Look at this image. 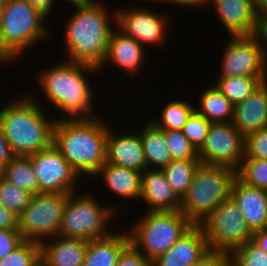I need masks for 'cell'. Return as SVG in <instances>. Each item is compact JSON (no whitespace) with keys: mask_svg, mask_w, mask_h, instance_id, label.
<instances>
[{"mask_svg":"<svg viewBox=\"0 0 267 266\" xmlns=\"http://www.w3.org/2000/svg\"><path fill=\"white\" fill-rule=\"evenodd\" d=\"M52 66V67H51ZM50 68L36 73V83L57 113L56 119L94 118L98 116L95 103V87L89 74L100 75L97 68L87 64L59 60ZM41 71V72H40ZM88 73V74H87ZM97 73V74H96ZM99 73V74H98ZM87 74V75H86ZM89 76V77H88ZM93 87V88H92ZM57 108V109H56ZM95 112V113H94ZM60 113V115H58ZM62 116V117H61Z\"/></svg>","mask_w":267,"mask_h":266,"instance_id":"1","label":"cell"},{"mask_svg":"<svg viewBox=\"0 0 267 266\" xmlns=\"http://www.w3.org/2000/svg\"><path fill=\"white\" fill-rule=\"evenodd\" d=\"M106 1L73 5L63 31L67 61L99 68L104 61L112 30L116 27V10L108 9ZM111 10V11H110Z\"/></svg>","mask_w":267,"mask_h":266,"instance_id":"2","label":"cell"},{"mask_svg":"<svg viewBox=\"0 0 267 266\" xmlns=\"http://www.w3.org/2000/svg\"><path fill=\"white\" fill-rule=\"evenodd\" d=\"M21 93L5 98L7 102L0 108V129L14 156H30L53 144L56 118L46 115L35 91Z\"/></svg>","mask_w":267,"mask_h":266,"instance_id":"3","label":"cell"},{"mask_svg":"<svg viewBox=\"0 0 267 266\" xmlns=\"http://www.w3.org/2000/svg\"><path fill=\"white\" fill-rule=\"evenodd\" d=\"M105 116L56 119L53 145L82 178L92 177L106 162L109 120Z\"/></svg>","mask_w":267,"mask_h":266,"instance_id":"4","label":"cell"},{"mask_svg":"<svg viewBox=\"0 0 267 266\" xmlns=\"http://www.w3.org/2000/svg\"><path fill=\"white\" fill-rule=\"evenodd\" d=\"M49 28L48 16L28 1L6 0L0 19V65L15 63L52 37Z\"/></svg>","mask_w":267,"mask_h":266,"instance_id":"5","label":"cell"},{"mask_svg":"<svg viewBox=\"0 0 267 266\" xmlns=\"http://www.w3.org/2000/svg\"><path fill=\"white\" fill-rule=\"evenodd\" d=\"M88 190L87 187L84 193L81 192L83 190L70 193L57 235L90 241L105 238L114 232L110 227L111 221L118 219L122 210L120 207H124L120 206V201L104 204L92 189Z\"/></svg>","mask_w":267,"mask_h":266,"instance_id":"6","label":"cell"},{"mask_svg":"<svg viewBox=\"0 0 267 266\" xmlns=\"http://www.w3.org/2000/svg\"><path fill=\"white\" fill-rule=\"evenodd\" d=\"M236 177L237 171L232 168L200 164L181 200V213L194 225H201L223 201L230 198Z\"/></svg>","mask_w":267,"mask_h":266,"instance_id":"7","label":"cell"},{"mask_svg":"<svg viewBox=\"0 0 267 266\" xmlns=\"http://www.w3.org/2000/svg\"><path fill=\"white\" fill-rule=\"evenodd\" d=\"M125 226L130 243L147 259L154 261L168 251L194 224L181 211L150 212Z\"/></svg>","mask_w":267,"mask_h":266,"instance_id":"8","label":"cell"},{"mask_svg":"<svg viewBox=\"0 0 267 266\" xmlns=\"http://www.w3.org/2000/svg\"><path fill=\"white\" fill-rule=\"evenodd\" d=\"M70 193L40 192L32 195L18 216V230L24 240L42 243L56 236Z\"/></svg>","mask_w":267,"mask_h":266,"instance_id":"9","label":"cell"},{"mask_svg":"<svg viewBox=\"0 0 267 266\" xmlns=\"http://www.w3.org/2000/svg\"><path fill=\"white\" fill-rule=\"evenodd\" d=\"M200 226L211 250L230 253L252 240L253 232L231 197L223 201Z\"/></svg>","mask_w":267,"mask_h":266,"instance_id":"10","label":"cell"},{"mask_svg":"<svg viewBox=\"0 0 267 266\" xmlns=\"http://www.w3.org/2000/svg\"><path fill=\"white\" fill-rule=\"evenodd\" d=\"M131 5L116 10V27L125 35L132 37L145 48L166 46L171 20L165 12L151 7ZM153 9V10H152ZM166 14V16H165ZM169 26V27H168ZM154 45V46H153ZM157 45V47H156ZM159 46V47H158Z\"/></svg>","mask_w":267,"mask_h":266,"instance_id":"11","label":"cell"},{"mask_svg":"<svg viewBox=\"0 0 267 266\" xmlns=\"http://www.w3.org/2000/svg\"><path fill=\"white\" fill-rule=\"evenodd\" d=\"M245 137L232 122L211 123L205 142L198 150L201 164L238 170L244 159Z\"/></svg>","mask_w":267,"mask_h":266,"instance_id":"12","label":"cell"},{"mask_svg":"<svg viewBox=\"0 0 267 266\" xmlns=\"http://www.w3.org/2000/svg\"><path fill=\"white\" fill-rule=\"evenodd\" d=\"M31 166L38 180L39 193H73L82 187L80 180L83 179L53 144L31 155Z\"/></svg>","mask_w":267,"mask_h":266,"instance_id":"13","label":"cell"},{"mask_svg":"<svg viewBox=\"0 0 267 266\" xmlns=\"http://www.w3.org/2000/svg\"><path fill=\"white\" fill-rule=\"evenodd\" d=\"M227 40L216 77H267V60L251 36H229Z\"/></svg>","mask_w":267,"mask_h":266,"instance_id":"14","label":"cell"},{"mask_svg":"<svg viewBox=\"0 0 267 266\" xmlns=\"http://www.w3.org/2000/svg\"><path fill=\"white\" fill-rule=\"evenodd\" d=\"M148 51L135 39L125 35L115 27L110 34L105 58L98 71L102 74V71L109 65L110 67L116 66L117 69H123L122 72L126 71L127 75L128 73L133 74L131 76L135 75L137 78L138 73H141V69L145 66L144 63L147 62L146 59H149L147 57Z\"/></svg>","mask_w":267,"mask_h":266,"instance_id":"15","label":"cell"},{"mask_svg":"<svg viewBox=\"0 0 267 266\" xmlns=\"http://www.w3.org/2000/svg\"><path fill=\"white\" fill-rule=\"evenodd\" d=\"M116 130L109 121L106 138V162L143 172L147 169L139 132ZM118 131V132H117Z\"/></svg>","mask_w":267,"mask_h":266,"instance_id":"16","label":"cell"},{"mask_svg":"<svg viewBox=\"0 0 267 266\" xmlns=\"http://www.w3.org/2000/svg\"><path fill=\"white\" fill-rule=\"evenodd\" d=\"M141 203L150 212L180 211L181 199L169 185L162 169H146L141 175Z\"/></svg>","mask_w":267,"mask_h":266,"instance_id":"17","label":"cell"},{"mask_svg":"<svg viewBox=\"0 0 267 266\" xmlns=\"http://www.w3.org/2000/svg\"><path fill=\"white\" fill-rule=\"evenodd\" d=\"M209 4V5H208ZM229 36H251L256 18L255 4L251 0H208Z\"/></svg>","mask_w":267,"mask_h":266,"instance_id":"18","label":"cell"},{"mask_svg":"<svg viewBox=\"0 0 267 266\" xmlns=\"http://www.w3.org/2000/svg\"><path fill=\"white\" fill-rule=\"evenodd\" d=\"M210 250L203 228L194 225L168 251L154 260V266H193Z\"/></svg>","mask_w":267,"mask_h":266,"instance_id":"19","label":"cell"},{"mask_svg":"<svg viewBox=\"0 0 267 266\" xmlns=\"http://www.w3.org/2000/svg\"><path fill=\"white\" fill-rule=\"evenodd\" d=\"M141 175L142 172L124 167L116 166L105 162L104 165L88 180L96 181L103 187H107V192L110 195H115L116 198H123L124 200L140 202L141 197ZM96 178V179H95ZM100 181V182H99ZM139 200V201H138Z\"/></svg>","mask_w":267,"mask_h":266,"instance_id":"20","label":"cell"},{"mask_svg":"<svg viewBox=\"0 0 267 266\" xmlns=\"http://www.w3.org/2000/svg\"><path fill=\"white\" fill-rule=\"evenodd\" d=\"M230 197L238 205L252 232L267 227V190L246 185L236 177Z\"/></svg>","mask_w":267,"mask_h":266,"instance_id":"21","label":"cell"},{"mask_svg":"<svg viewBox=\"0 0 267 266\" xmlns=\"http://www.w3.org/2000/svg\"><path fill=\"white\" fill-rule=\"evenodd\" d=\"M232 124L244 137L267 128V80L244 101L234 105Z\"/></svg>","mask_w":267,"mask_h":266,"instance_id":"22","label":"cell"},{"mask_svg":"<svg viewBox=\"0 0 267 266\" xmlns=\"http://www.w3.org/2000/svg\"><path fill=\"white\" fill-rule=\"evenodd\" d=\"M88 241L75 238L50 237L41 243L44 266H83Z\"/></svg>","mask_w":267,"mask_h":266,"instance_id":"23","label":"cell"},{"mask_svg":"<svg viewBox=\"0 0 267 266\" xmlns=\"http://www.w3.org/2000/svg\"><path fill=\"white\" fill-rule=\"evenodd\" d=\"M130 244L128 231L115 230L111 235L88 241L83 266H116L123 250Z\"/></svg>","mask_w":267,"mask_h":266,"instance_id":"24","label":"cell"},{"mask_svg":"<svg viewBox=\"0 0 267 266\" xmlns=\"http://www.w3.org/2000/svg\"><path fill=\"white\" fill-rule=\"evenodd\" d=\"M144 120L145 123H144ZM138 130L142 141L145 161L148 169H163L171 161L164 130L157 128L151 121L144 119Z\"/></svg>","mask_w":267,"mask_h":266,"instance_id":"25","label":"cell"},{"mask_svg":"<svg viewBox=\"0 0 267 266\" xmlns=\"http://www.w3.org/2000/svg\"><path fill=\"white\" fill-rule=\"evenodd\" d=\"M214 81L210 86L200 91L199 103L195 111L204 116L211 123L232 122L234 104L229 101L215 86Z\"/></svg>","mask_w":267,"mask_h":266,"instance_id":"26","label":"cell"},{"mask_svg":"<svg viewBox=\"0 0 267 266\" xmlns=\"http://www.w3.org/2000/svg\"><path fill=\"white\" fill-rule=\"evenodd\" d=\"M1 176L19 189L34 195L39 193V185L31 166L30 156H14L1 170Z\"/></svg>","mask_w":267,"mask_h":266,"instance_id":"27","label":"cell"},{"mask_svg":"<svg viewBox=\"0 0 267 266\" xmlns=\"http://www.w3.org/2000/svg\"><path fill=\"white\" fill-rule=\"evenodd\" d=\"M195 106L189 100L186 102V99L170 100L162 107L158 117L153 116V119L149 117L148 120L162 130L182 131L188 118L195 111Z\"/></svg>","mask_w":267,"mask_h":266,"instance_id":"28","label":"cell"},{"mask_svg":"<svg viewBox=\"0 0 267 266\" xmlns=\"http://www.w3.org/2000/svg\"><path fill=\"white\" fill-rule=\"evenodd\" d=\"M267 77H216L214 86L234 105L244 101Z\"/></svg>","mask_w":267,"mask_h":266,"instance_id":"29","label":"cell"},{"mask_svg":"<svg viewBox=\"0 0 267 266\" xmlns=\"http://www.w3.org/2000/svg\"><path fill=\"white\" fill-rule=\"evenodd\" d=\"M200 160H172L162 170L176 195L182 200L187 194Z\"/></svg>","mask_w":267,"mask_h":266,"instance_id":"30","label":"cell"},{"mask_svg":"<svg viewBox=\"0 0 267 266\" xmlns=\"http://www.w3.org/2000/svg\"><path fill=\"white\" fill-rule=\"evenodd\" d=\"M41 262V243L24 240L5 258L0 266H37Z\"/></svg>","mask_w":267,"mask_h":266,"instance_id":"31","label":"cell"},{"mask_svg":"<svg viewBox=\"0 0 267 266\" xmlns=\"http://www.w3.org/2000/svg\"><path fill=\"white\" fill-rule=\"evenodd\" d=\"M237 177L246 185L267 190V160L244 158Z\"/></svg>","mask_w":267,"mask_h":266,"instance_id":"32","label":"cell"},{"mask_svg":"<svg viewBox=\"0 0 267 266\" xmlns=\"http://www.w3.org/2000/svg\"><path fill=\"white\" fill-rule=\"evenodd\" d=\"M31 198L32 194L19 189L0 175V204L5 209L12 211L15 215L19 216L28 206Z\"/></svg>","mask_w":267,"mask_h":266,"instance_id":"33","label":"cell"},{"mask_svg":"<svg viewBox=\"0 0 267 266\" xmlns=\"http://www.w3.org/2000/svg\"><path fill=\"white\" fill-rule=\"evenodd\" d=\"M230 266H267V252L250 240L230 252Z\"/></svg>","mask_w":267,"mask_h":266,"instance_id":"34","label":"cell"},{"mask_svg":"<svg viewBox=\"0 0 267 266\" xmlns=\"http://www.w3.org/2000/svg\"><path fill=\"white\" fill-rule=\"evenodd\" d=\"M164 136L172 160H199L198 151L182 131L164 130Z\"/></svg>","mask_w":267,"mask_h":266,"instance_id":"35","label":"cell"},{"mask_svg":"<svg viewBox=\"0 0 267 266\" xmlns=\"http://www.w3.org/2000/svg\"><path fill=\"white\" fill-rule=\"evenodd\" d=\"M211 122L196 111L188 118L183 126V135L190 141L198 151L204 144Z\"/></svg>","mask_w":267,"mask_h":266,"instance_id":"36","label":"cell"},{"mask_svg":"<svg viewBox=\"0 0 267 266\" xmlns=\"http://www.w3.org/2000/svg\"><path fill=\"white\" fill-rule=\"evenodd\" d=\"M244 158L267 160V128L245 136Z\"/></svg>","mask_w":267,"mask_h":266,"instance_id":"37","label":"cell"},{"mask_svg":"<svg viewBox=\"0 0 267 266\" xmlns=\"http://www.w3.org/2000/svg\"><path fill=\"white\" fill-rule=\"evenodd\" d=\"M116 266H154V262L143 256L130 243L119 256Z\"/></svg>","mask_w":267,"mask_h":266,"instance_id":"38","label":"cell"},{"mask_svg":"<svg viewBox=\"0 0 267 266\" xmlns=\"http://www.w3.org/2000/svg\"><path fill=\"white\" fill-rule=\"evenodd\" d=\"M24 241L18 229L0 230V259L5 258Z\"/></svg>","mask_w":267,"mask_h":266,"instance_id":"39","label":"cell"},{"mask_svg":"<svg viewBox=\"0 0 267 266\" xmlns=\"http://www.w3.org/2000/svg\"><path fill=\"white\" fill-rule=\"evenodd\" d=\"M251 37L260 46L261 51L267 60V15L256 14Z\"/></svg>","mask_w":267,"mask_h":266,"instance_id":"40","label":"cell"},{"mask_svg":"<svg viewBox=\"0 0 267 266\" xmlns=\"http://www.w3.org/2000/svg\"><path fill=\"white\" fill-rule=\"evenodd\" d=\"M193 266H230V253L210 249Z\"/></svg>","mask_w":267,"mask_h":266,"instance_id":"41","label":"cell"},{"mask_svg":"<svg viewBox=\"0 0 267 266\" xmlns=\"http://www.w3.org/2000/svg\"><path fill=\"white\" fill-rule=\"evenodd\" d=\"M18 229V216L0 204V230Z\"/></svg>","mask_w":267,"mask_h":266,"instance_id":"42","label":"cell"},{"mask_svg":"<svg viewBox=\"0 0 267 266\" xmlns=\"http://www.w3.org/2000/svg\"><path fill=\"white\" fill-rule=\"evenodd\" d=\"M144 0H142V2H143ZM149 1V0H148ZM155 2V1H157L156 3H159V2H161V4H162V2H163V5H165L166 3L170 6L171 4L172 5H176V8H177V6H179V7H183V8H185L186 7V9L187 8H192V9H198L199 10V8H201V9H206V5H207V3H208V0H150L149 2ZM165 2V3H164ZM203 7V8H202Z\"/></svg>","mask_w":267,"mask_h":266,"instance_id":"43","label":"cell"},{"mask_svg":"<svg viewBox=\"0 0 267 266\" xmlns=\"http://www.w3.org/2000/svg\"><path fill=\"white\" fill-rule=\"evenodd\" d=\"M14 154L0 129V172L12 160Z\"/></svg>","mask_w":267,"mask_h":266,"instance_id":"44","label":"cell"},{"mask_svg":"<svg viewBox=\"0 0 267 266\" xmlns=\"http://www.w3.org/2000/svg\"><path fill=\"white\" fill-rule=\"evenodd\" d=\"M31 5L37 7L44 12L48 17L52 18V11L56 9L57 0H26ZM55 5V6H54ZM52 10V11H51Z\"/></svg>","mask_w":267,"mask_h":266,"instance_id":"45","label":"cell"},{"mask_svg":"<svg viewBox=\"0 0 267 266\" xmlns=\"http://www.w3.org/2000/svg\"><path fill=\"white\" fill-rule=\"evenodd\" d=\"M252 241L267 252V227L253 231Z\"/></svg>","mask_w":267,"mask_h":266,"instance_id":"46","label":"cell"},{"mask_svg":"<svg viewBox=\"0 0 267 266\" xmlns=\"http://www.w3.org/2000/svg\"><path fill=\"white\" fill-rule=\"evenodd\" d=\"M256 14L267 15V0H258L255 4Z\"/></svg>","mask_w":267,"mask_h":266,"instance_id":"47","label":"cell"},{"mask_svg":"<svg viewBox=\"0 0 267 266\" xmlns=\"http://www.w3.org/2000/svg\"><path fill=\"white\" fill-rule=\"evenodd\" d=\"M60 1H63V0H60ZM94 1H97V0H64V2H66L67 4L69 3L71 6L80 5V4H88Z\"/></svg>","mask_w":267,"mask_h":266,"instance_id":"48","label":"cell"},{"mask_svg":"<svg viewBox=\"0 0 267 266\" xmlns=\"http://www.w3.org/2000/svg\"><path fill=\"white\" fill-rule=\"evenodd\" d=\"M6 0H0V19L4 10Z\"/></svg>","mask_w":267,"mask_h":266,"instance_id":"49","label":"cell"},{"mask_svg":"<svg viewBox=\"0 0 267 266\" xmlns=\"http://www.w3.org/2000/svg\"><path fill=\"white\" fill-rule=\"evenodd\" d=\"M37 266H44V264L42 262H40Z\"/></svg>","mask_w":267,"mask_h":266,"instance_id":"50","label":"cell"},{"mask_svg":"<svg viewBox=\"0 0 267 266\" xmlns=\"http://www.w3.org/2000/svg\"><path fill=\"white\" fill-rule=\"evenodd\" d=\"M254 4H256V2L258 1V0H251Z\"/></svg>","mask_w":267,"mask_h":266,"instance_id":"51","label":"cell"}]
</instances>
